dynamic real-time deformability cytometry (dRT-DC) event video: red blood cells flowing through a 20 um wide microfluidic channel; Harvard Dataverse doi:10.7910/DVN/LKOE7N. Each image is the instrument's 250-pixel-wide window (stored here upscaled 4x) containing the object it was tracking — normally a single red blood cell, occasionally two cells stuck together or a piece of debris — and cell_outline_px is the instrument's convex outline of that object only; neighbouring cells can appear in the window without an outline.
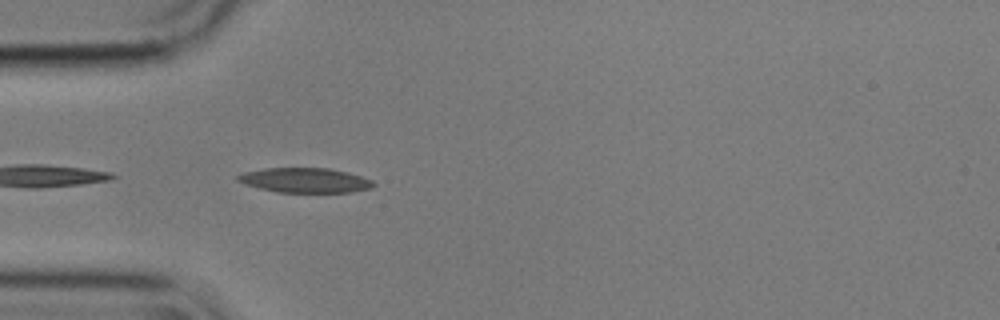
{"species": "common noctule bat (a hibernating species)", "species_latin": "Nyctalus noctula", "temperature_condition": "cold", "stored_images_in_passage": 23, "camera_frame_rate_fps": 3000, "um_per_image_px": 0.085, "animal": {"sex": "male", "body_mass_g": 17.9}, "frame": {"image": 1, "passage_image": 2, "time_ms": 0.333, "image_size_px": [1000, 320], "cell_outline_px": [[376, 184], [372, 188], [352, 192], [276, 192], [244, 184], [236, 180], [236, 176], [244, 172], [264, 168], [328, 168], [348, 172], [372, 180]], "centroid_in_image_um": [25.92, 15.32], "position_along_channel_um": 59.1, "area_um2": 19.59}}
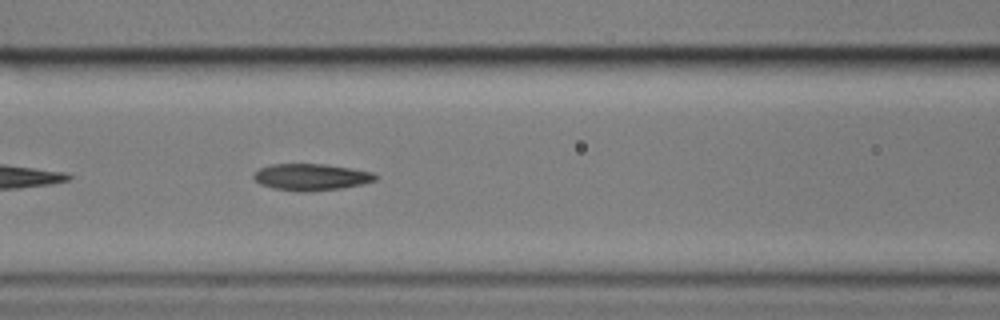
{"frame": {"image": 2, "passage_image": 9, "time_ms": 2.667, "image_size_px": [1000, 320], "cell_outline_px": [[380, 176], [376, 180], [360, 184], [340, 188], [304, 192], [300, 192], [272, 188], [260, 184], [252, 176], [260, 168], [272, 164], [324, 164], [352, 168], [372, 172]], "centroid_in_image_um": [26.46, 15.04], "position_along_channel_um": 140.1, "area_um2": 18.84}}
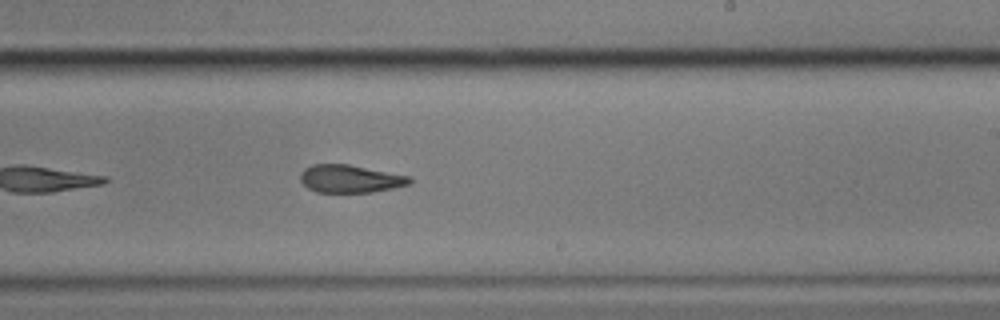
{"frame": {"image": 3, "passage_image": 19, "time_ms": 6.0, "image_size_px": [1000, 320], "cell_outline_px": [[412, 184], [372, 192], [316, 192], [308, 188], [300, 180], [300, 172], [304, 168], [312, 164], [348, 164], [412, 176]], "centroid_in_image_um": [29.78, 15.19], "position_along_channel_um": 259.2, "area_um2": 17.86}}